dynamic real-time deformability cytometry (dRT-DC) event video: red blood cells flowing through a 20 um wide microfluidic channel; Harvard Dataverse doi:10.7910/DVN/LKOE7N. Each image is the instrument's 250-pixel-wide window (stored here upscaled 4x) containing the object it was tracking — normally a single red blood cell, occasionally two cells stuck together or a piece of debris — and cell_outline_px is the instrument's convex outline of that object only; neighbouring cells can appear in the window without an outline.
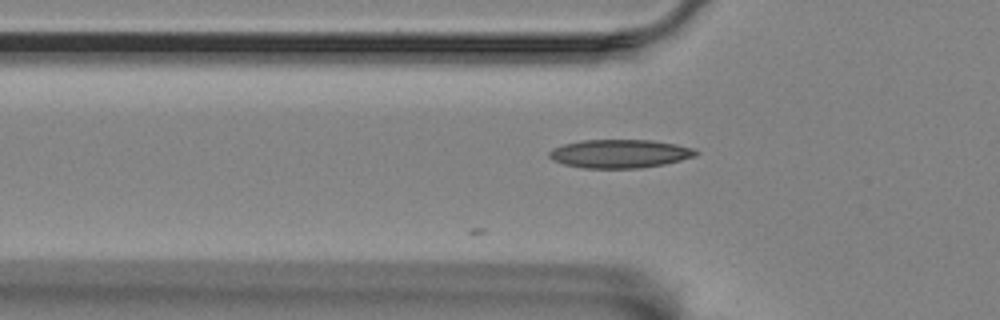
{"species": "Egyptian fruit bat (a non-hibernating species)", "species_latin": "Rousettus aegyptiacus", "temperature_condition": "room temperature", "stored_images_in_passage": 12, "camera_frame_rate_fps": 3000, "um_per_image_px": 0.085, "animal": {"sex": "female"}, "frame": {"image": 1, "passage_image": 2, "time_ms": 0.333, "image_size_px": [1000, 320], "cell_outline_px": [[700, 152], [696, 156], [664, 164], [640, 168], [584, 168], [564, 164], [552, 160], [548, 156], [548, 152], [552, 148], [564, 144], [580, 140], [652, 140], [676, 144], [692, 148]], "centroid_in_image_um": [52.66, 13.06], "position_along_channel_um": 73.1, "area_um2": 24.39}}
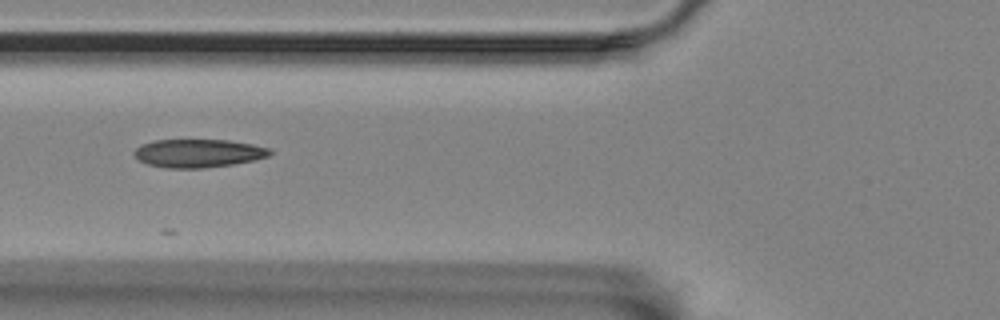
{"frame": {"image": 2, "passage_image": 5, "time_ms": 1.333, "image_size_px": [1000, 320], "cell_outline_px": [[272, 152], [268, 156], [252, 160], [232, 164], [200, 168], [164, 168], [148, 164], [140, 160], [132, 152], [140, 144], [156, 140], [228, 140], [252, 144], [272, 148]], "centroid_in_image_um": [16.84, 13.02], "position_along_channel_um": 109.0, "area_um2": 22.25}}